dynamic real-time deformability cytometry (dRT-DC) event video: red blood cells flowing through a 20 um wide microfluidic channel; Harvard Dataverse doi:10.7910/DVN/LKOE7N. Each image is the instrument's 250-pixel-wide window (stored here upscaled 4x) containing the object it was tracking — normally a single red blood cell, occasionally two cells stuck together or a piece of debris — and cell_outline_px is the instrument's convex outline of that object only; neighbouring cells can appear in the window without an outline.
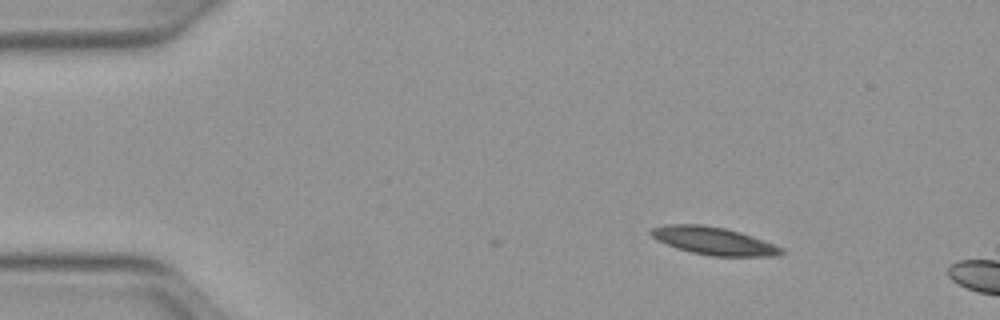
{"species": "Egyptian fruit bat (a non-hibernating species)", "species_latin": "Rousettus aegyptiacus", "temperature_condition": "warm", "stored_images_in_passage": 2, "camera_frame_rate_fps": 3000, "um_per_image_px": 0.085, "animal": {"sex": "female"}, "frame": {"image": 1, "passage_image": 2, "time_ms": 0.333, "image_size_px": [1000, 320], "cell_outline_px": [[784, 252], [776, 256], [712, 256], [692, 252], [676, 248], [652, 236], [648, 232], [652, 228], [668, 224], [700, 224], [724, 228], [740, 232], [752, 236], [784, 248]], "centroid_in_image_um": [60.68, 20.47], "position_along_channel_um": 24.3, "area_um2": 20.81}}